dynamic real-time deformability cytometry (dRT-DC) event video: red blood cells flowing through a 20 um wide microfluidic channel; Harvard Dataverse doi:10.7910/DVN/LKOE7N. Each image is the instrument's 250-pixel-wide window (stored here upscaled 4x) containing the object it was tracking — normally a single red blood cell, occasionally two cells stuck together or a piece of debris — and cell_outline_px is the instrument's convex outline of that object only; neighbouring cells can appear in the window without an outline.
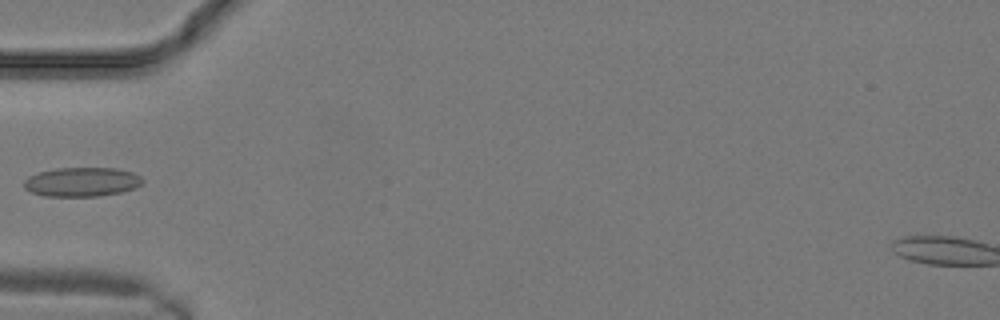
{"species": "common noctule bat (a hibernating species)", "species_latin": "Nyctalus noctula", "temperature_condition": "warm", "stored_images_in_passage": 9, "camera_frame_rate_fps": 3000, "um_per_image_px": 0.085, "animal": {"sex": "male", "body_mass_g": 19.2, "forearm_length_mm": 51.8}, "frame": {"image": 1, "passage_image": 2, "time_ms": 0.333, "image_size_px": [1000, 320], "cell_outline_px": [[128, 188], [112, 192], [72, 196], [68, 196], [36, 192], [48, 172], [120, 172]], "centroid_in_image_um": [6.94, 15.58], "position_along_channel_um": 78.1, "area_um2": 12.89}}
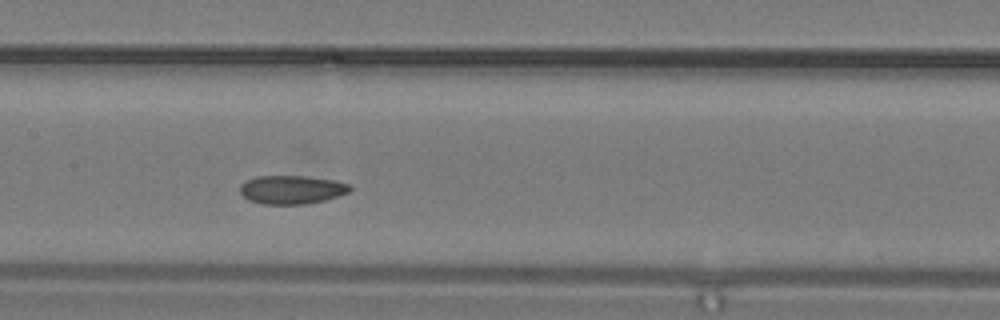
{"frame": {"image": 2, "passage_image": 6, "time_ms": 1.667, "image_size_px": [1000, 320], "cell_outline_px": [[348, 188], [344, 192], [316, 200], [284, 204], [256, 200], [248, 196], [244, 192], [244, 184], [252, 180], [276, 176], [320, 180], [344, 184]], "centroid_in_image_um": [24.75, 16.12], "position_along_channel_um": 182.6, "area_um2": 14.85}}
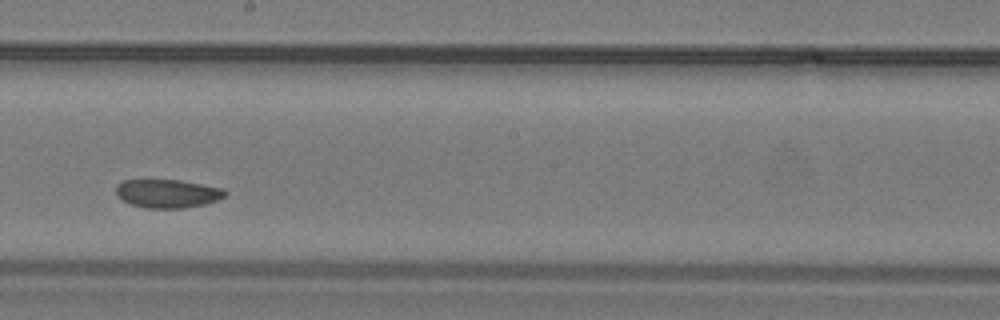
{"frame": {"image": 3, "passage_image": 8, "time_ms": 2.333, "image_size_px": [1000, 320], "cell_outline_px": [[224, 192], [220, 196], [208, 200], [192, 204], [140, 204], [128, 200], [120, 196], [120, 184], [132, 180], [168, 180], [192, 184], [212, 188]], "centroid_in_image_um": [14.12, 16.35], "position_along_channel_um": 234.1, "area_um2": 14.22}}